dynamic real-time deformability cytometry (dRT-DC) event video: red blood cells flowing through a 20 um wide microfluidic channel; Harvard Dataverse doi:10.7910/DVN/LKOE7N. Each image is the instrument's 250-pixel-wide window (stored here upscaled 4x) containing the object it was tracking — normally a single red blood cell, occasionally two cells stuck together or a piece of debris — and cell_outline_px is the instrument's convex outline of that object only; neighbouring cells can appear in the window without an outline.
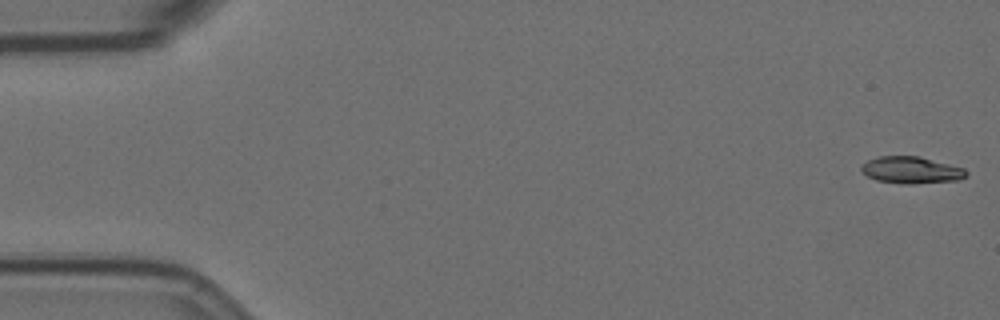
{"species": "Egyptian fruit bat (a non-hibernating species)", "species_latin": "Rousettus aegyptiacus", "temperature_condition": "room temperature", "stored_images_in_passage": 30, "camera_frame_rate_fps": 3000, "um_per_image_px": 0.085, "animal": {"sex": "female"}, "frame": {"image": 1, "passage_image": 1, "time_ms": 0.0, "image_size_px": [1000, 320], "cell_outline_px": [[968, 176], [960, 180], [912, 184], [904, 184], [876, 180], [868, 176], [860, 168], [868, 160], [880, 156], [920, 156], [964, 168], [968, 172]], "centroid_in_image_um": [77.51, 14.46], "position_along_channel_um": 7.5, "area_um2": 16.42}}
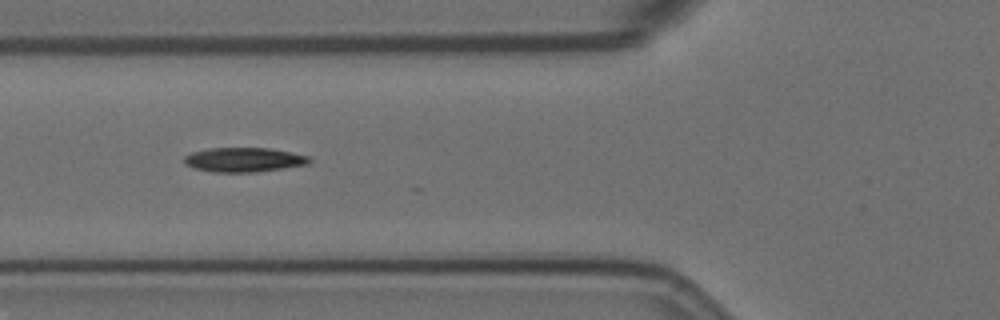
{"frame": {"image": 2, "passage_image": 21, "time_ms": 6.667, "image_size_px": [1000, 320], "cell_outline_px": [[312, 160], [308, 164], [256, 172], [212, 172], [192, 168], [184, 164], [184, 156], [192, 152], [208, 148], [268, 148], [308, 156]], "centroid_in_image_um": [20.67, 13.58], "position_along_channel_um": 105.1, "area_um2": 17.74}}
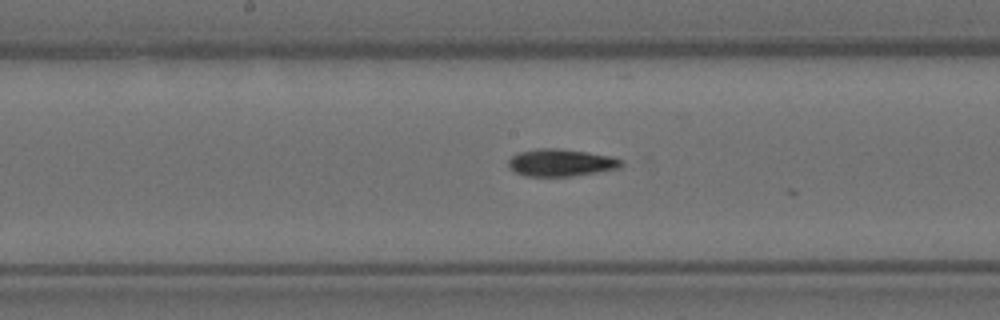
{"frame": {"image": 3, "passage_image": 29, "time_ms": 9.333, "image_size_px": [1000, 320], "cell_outline_px": [[624, 164], [620, 168], [572, 176], [524, 176], [516, 172], [508, 164], [508, 160], [516, 152], [540, 148], [556, 148], [588, 152], [612, 156], [624, 160]], "centroid_in_image_um": [47.71, 13.82], "position_along_channel_um": 200.5, "area_um2": 18.03}}